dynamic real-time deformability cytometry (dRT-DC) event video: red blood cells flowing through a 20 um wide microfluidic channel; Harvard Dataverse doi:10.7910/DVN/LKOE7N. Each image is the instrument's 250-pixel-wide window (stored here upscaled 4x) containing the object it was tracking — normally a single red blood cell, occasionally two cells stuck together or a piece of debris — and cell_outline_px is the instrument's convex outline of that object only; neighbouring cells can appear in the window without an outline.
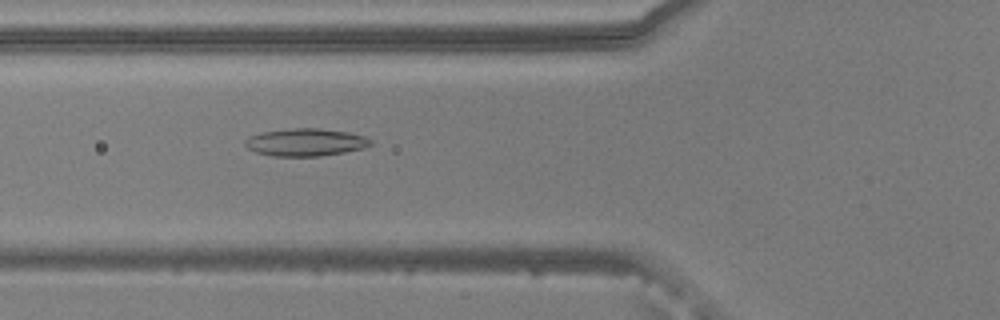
{"species": "common noctule bat (a hibernating species)", "species_latin": "Nyctalus noctula", "temperature_condition": "warm", "stored_images_in_passage": 53, "camera_frame_rate_fps": 3000, "um_per_image_px": 0.085, "animal": {"sex": "male", "body_mass_g": 20.5, "forearm_length_mm": 52.5}, "frame": {"image": 1, "passage_image": 20, "time_ms": 6.333, "image_size_px": [1000, 320], "cell_outline_px": [[372, 144], [364, 148], [344, 152], [320, 156], [272, 156], [256, 152], [248, 148], [244, 144], [244, 140], [248, 136], [264, 132], [292, 128], [320, 128], [348, 132], [364, 136], [372, 140]], "centroid_in_image_um": [25.97, 12.09], "position_along_channel_um": 99.8, "area_um2": 20.17}}
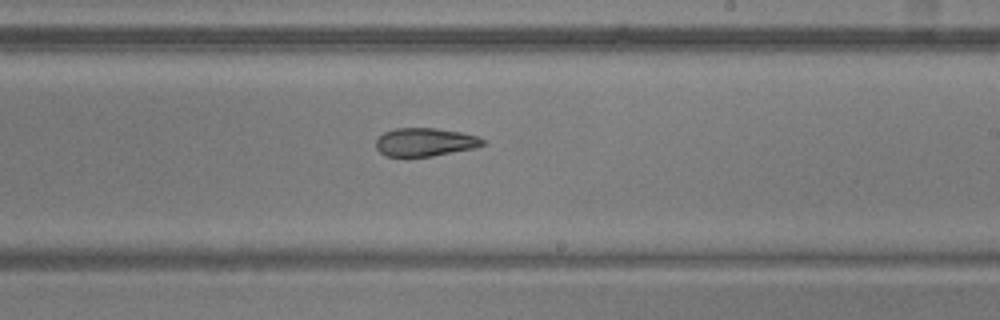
{"frame": {"image": 2, "passage_image": 32, "time_ms": 10.333, "image_size_px": [1000, 320], "cell_outline_px": [[484, 144], [476, 148], [432, 156], [384, 156], [376, 148], [376, 140], [384, 132], [396, 128], [436, 128], [460, 132], [476, 136], [484, 140]], "centroid_in_image_um": [36.11, 12.08], "position_along_channel_um": 252.9, "area_um2": 17.51}}
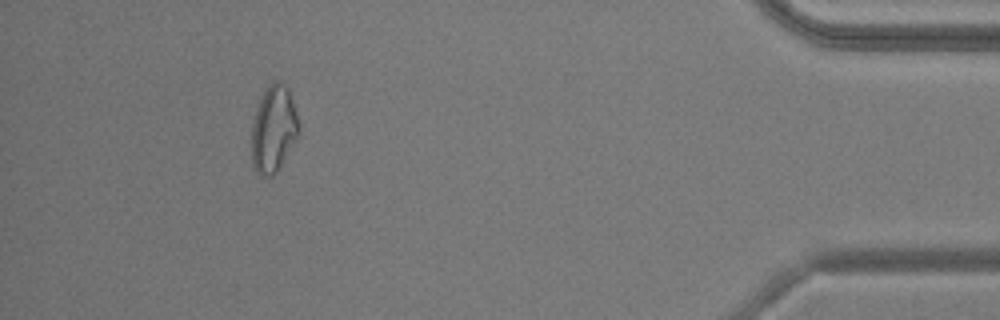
{"frame": {"image": 3, "passage_image": 49, "time_ms": 16.0, "image_size_px": [1000, 320], "cell_outline_px": [[300, 132], [276, 172], [272, 176], [260, 176], [252, 168], [252, 124], [256, 108], [264, 88], [272, 80], [280, 80], [288, 88], [300, 124]], "centroid_in_image_um": [23.24, 10.93], "position_along_channel_um": 412.0, "area_um2": 24.04}, "authors_computed_cell_mechanics": {"area_um2": 21.0392, "velocity_mm_per_s": 3.815, "shape_relaxation_time_tau1_ms": null, "shape_relaxation_time_tau2_ms": 5.518, "deformation_change_tau1": null, "deformation_change_tau2": 0.1475}}